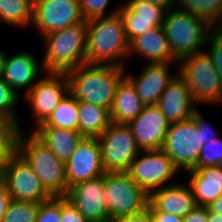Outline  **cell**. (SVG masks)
Instances as JSON below:
<instances>
[{"instance_id":"cell-31","label":"cell","mask_w":222,"mask_h":222,"mask_svg":"<svg viewBox=\"0 0 222 222\" xmlns=\"http://www.w3.org/2000/svg\"><path fill=\"white\" fill-rule=\"evenodd\" d=\"M40 203L11 200L2 222H36Z\"/></svg>"},{"instance_id":"cell-22","label":"cell","mask_w":222,"mask_h":222,"mask_svg":"<svg viewBox=\"0 0 222 222\" xmlns=\"http://www.w3.org/2000/svg\"><path fill=\"white\" fill-rule=\"evenodd\" d=\"M135 53L147 64L178 63L172 56L163 27H154L129 43V57Z\"/></svg>"},{"instance_id":"cell-42","label":"cell","mask_w":222,"mask_h":222,"mask_svg":"<svg viewBox=\"0 0 222 222\" xmlns=\"http://www.w3.org/2000/svg\"><path fill=\"white\" fill-rule=\"evenodd\" d=\"M11 201V196L7 190L5 183L0 181V222L3 221L7 206Z\"/></svg>"},{"instance_id":"cell-32","label":"cell","mask_w":222,"mask_h":222,"mask_svg":"<svg viewBox=\"0 0 222 222\" xmlns=\"http://www.w3.org/2000/svg\"><path fill=\"white\" fill-rule=\"evenodd\" d=\"M17 94L3 79L0 80V117L10 119L20 125L21 120L17 115V107L19 101ZM18 116V117H17Z\"/></svg>"},{"instance_id":"cell-23","label":"cell","mask_w":222,"mask_h":222,"mask_svg":"<svg viewBox=\"0 0 222 222\" xmlns=\"http://www.w3.org/2000/svg\"><path fill=\"white\" fill-rule=\"evenodd\" d=\"M186 173L197 206L208 207L222 194V165L193 168Z\"/></svg>"},{"instance_id":"cell-3","label":"cell","mask_w":222,"mask_h":222,"mask_svg":"<svg viewBox=\"0 0 222 222\" xmlns=\"http://www.w3.org/2000/svg\"><path fill=\"white\" fill-rule=\"evenodd\" d=\"M87 21L42 36L46 73H67L86 63Z\"/></svg>"},{"instance_id":"cell-8","label":"cell","mask_w":222,"mask_h":222,"mask_svg":"<svg viewBox=\"0 0 222 222\" xmlns=\"http://www.w3.org/2000/svg\"><path fill=\"white\" fill-rule=\"evenodd\" d=\"M179 171L173 160L162 149H157L140 151L126 173L149 195L154 190L178 183L172 179Z\"/></svg>"},{"instance_id":"cell-38","label":"cell","mask_w":222,"mask_h":222,"mask_svg":"<svg viewBox=\"0 0 222 222\" xmlns=\"http://www.w3.org/2000/svg\"><path fill=\"white\" fill-rule=\"evenodd\" d=\"M61 222H89L65 197H61Z\"/></svg>"},{"instance_id":"cell-26","label":"cell","mask_w":222,"mask_h":222,"mask_svg":"<svg viewBox=\"0 0 222 222\" xmlns=\"http://www.w3.org/2000/svg\"><path fill=\"white\" fill-rule=\"evenodd\" d=\"M78 132L84 137H99L111 123L110 112L101 106L78 101Z\"/></svg>"},{"instance_id":"cell-4","label":"cell","mask_w":222,"mask_h":222,"mask_svg":"<svg viewBox=\"0 0 222 222\" xmlns=\"http://www.w3.org/2000/svg\"><path fill=\"white\" fill-rule=\"evenodd\" d=\"M163 28L172 56L177 62L202 52L210 31L214 28L205 19L175 8L166 12Z\"/></svg>"},{"instance_id":"cell-47","label":"cell","mask_w":222,"mask_h":222,"mask_svg":"<svg viewBox=\"0 0 222 222\" xmlns=\"http://www.w3.org/2000/svg\"><path fill=\"white\" fill-rule=\"evenodd\" d=\"M220 34H222V19L220 22L214 27Z\"/></svg>"},{"instance_id":"cell-5","label":"cell","mask_w":222,"mask_h":222,"mask_svg":"<svg viewBox=\"0 0 222 222\" xmlns=\"http://www.w3.org/2000/svg\"><path fill=\"white\" fill-rule=\"evenodd\" d=\"M18 153L30 165L45 189L53 197H65L67 188L65 163L38 140L32 133L27 137L24 130L18 141Z\"/></svg>"},{"instance_id":"cell-9","label":"cell","mask_w":222,"mask_h":222,"mask_svg":"<svg viewBox=\"0 0 222 222\" xmlns=\"http://www.w3.org/2000/svg\"><path fill=\"white\" fill-rule=\"evenodd\" d=\"M98 140L105 173L126 172L141 151L128 124L111 122Z\"/></svg>"},{"instance_id":"cell-46","label":"cell","mask_w":222,"mask_h":222,"mask_svg":"<svg viewBox=\"0 0 222 222\" xmlns=\"http://www.w3.org/2000/svg\"><path fill=\"white\" fill-rule=\"evenodd\" d=\"M208 222H222V216L209 211Z\"/></svg>"},{"instance_id":"cell-28","label":"cell","mask_w":222,"mask_h":222,"mask_svg":"<svg viewBox=\"0 0 222 222\" xmlns=\"http://www.w3.org/2000/svg\"><path fill=\"white\" fill-rule=\"evenodd\" d=\"M78 122V100L68 93L43 125L78 131Z\"/></svg>"},{"instance_id":"cell-15","label":"cell","mask_w":222,"mask_h":222,"mask_svg":"<svg viewBox=\"0 0 222 222\" xmlns=\"http://www.w3.org/2000/svg\"><path fill=\"white\" fill-rule=\"evenodd\" d=\"M105 173L101 177L80 182L70 187L65 198L89 222H111L105 205Z\"/></svg>"},{"instance_id":"cell-1","label":"cell","mask_w":222,"mask_h":222,"mask_svg":"<svg viewBox=\"0 0 222 222\" xmlns=\"http://www.w3.org/2000/svg\"><path fill=\"white\" fill-rule=\"evenodd\" d=\"M127 57L129 41L119 13L87 21L86 64L125 67Z\"/></svg>"},{"instance_id":"cell-30","label":"cell","mask_w":222,"mask_h":222,"mask_svg":"<svg viewBox=\"0 0 222 222\" xmlns=\"http://www.w3.org/2000/svg\"><path fill=\"white\" fill-rule=\"evenodd\" d=\"M21 124L0 117V167L3 168L17 153Z\"/></svg>"},{"instance_id":"cell-20","label":"cell","mask_w":222,"mask_h":222,"mask_svg":"<svg viewBox=\"0 0 222 222\" xmlns=\"http://www.w3.org/2000/svg\"><path fill=\"white\" fill-rule=\"evenodd\" d=\"M30 51H21L9 56L7 54L3 80L18 94V90L25 89L24 96L40 79L43 66L36 60V57ZM40 70V71H39Z\"/></svg>"},{"instance_id":"cell-44","label":"cell","mask_w":222,"mask_h":222,"mask_svg":"<svg viewBox=\"0 0 222 222\" xmlns=\"http://www.w3.org/2000/svg\"><path fill=\"white\" fill-rule=\"evenodd\" d=\"M145 1L164 7L167 11L169 9L174 8V3H175V0H145Z\"/></svg>"},{"instance_id":"cell-27","label":"cell","mask_w":222,"mask_h":222,"mask_svg":"<svg viewBox=\"0 0 222 222\" xmlns=\"http://www.w3.org/2000/svg\"><path fill=\"white\" fill-rule=\"evenodd\" d=\"M33 20V0H0V21L11 27L28 28Z\"/></svg>"},{"instance_id":"cell-48","label":"cell","mask_w":222,"mask_h":222,"mask_svg":"<svg viewBox=\"0 0 222 222\" xmlns=\"http://www.w3.org/2000/svg\"><path fill=\"white\" fill-rule=\"evenodd\" d=\"M2 180V168L0 167V181Z\"/></svg>"},{"instance_id":"cell-24","label":"cell","mask_w":222,"mask_h":222,"mask_svg":"<svg viewBox=\"0 0 222 222\" xmlns=\"http://www.w3.org/2000/svg\"><path fill=\"white\" fill-rule=\"evenodd\" d=\"M31 133L44 145L51 149L59 160L66 164L84 136L71 129L36 126Z\"/></svg>"},{"instance_id":"cell-10","label":"cell","mask_w":222,"mask_h":222,"mask_svg":"<svg viewBox=\"0 0 222 222\" xmlns=\"http://www.w3.org/2000/svg\"><path fill=\"white\" fill-rule=\"evenodd\" d=\"M201 131L192 119L171 123L162 150L179 170H192L198 163L202 147Z\"/></svg>"},{"instance_id":"cell-7","label":"cell","mask_w":222,"mask_h":222,"mask_svg":"<svg viewBox=\"0 0 222 222\" xmlns=\"http://www.w3.org/2000/svg\"><path fill=\"white\" fill-rule=\"evenodd\" d=\"M105 205L110 221L147 208L149 195L126 173H105Z\"/></svg>"},{"instance_id":"cell-25","label":"cell","mask_w":222,"mask_h":222,"mask_svg":"<svg viewBox=\"0 0 222 222\" xmlns=\"http://www.w3.org/2000/svg\"><path fill=\"white\" fill-rule=\"evenodd\" d=\"M141 101L133 83L124 76L116 87L110 119L113 123L128 124L143 110Z\"/></svg>"},{"instance_id":"cell-17","label":"cell","mask_w":222,"mask_h":222,"mask_svg":"<svg viewBox=\"0 0 222 222\" xmlns=\"http://www.w3.org/2000/svg\"><path fill=\"white\" fill-rule=\"evenodd\" d=\"M137 147L142 150L162 149L170 122L157 105L145 106L141 113L128 123Z\"/></svg>"},{"instance_id":"cell-33","label":"cell","mask_w":222,"mask_h":222,"mask_svg":"<svg viewBox=\"0 0 222 222\" xmlns=\"http://www.w3.org/2000/svg\"><path fill=\"white\" fill-rule=\"evenodd\" d=\"M222 165V138L218 137L201 147L199 160L194 168Z\"/></svg>"},{"instance_id":"cell-39","label":"cell","mask_w":222,"mask_h":222,"mask_svg":"<svg viewBox=\"0 0 222 222\" xmlns=\"http://www.w3.org/2000/svg\"><path fill=\"white\" fill-rule=\"evenodd\" d=\"M209 209L206 206H196L185 217L184 222H208Z\"/></svg>"},{"instance_id":"cell-37","label":"cell","mask_w":222,"mask_h":222,"mask_svg":"<svg viewBox=\"0 0 222 222\" xmlns=\"http://www.w3.org/2000/svg\"><path fill=\"white\" fill-rule=\"evenodd\" d=\"M199 131H201V143L205 145L210 141L217 139L219 136L214 132L212 126L208 124L206 118H204L203 114L198 110L193 113L191 118Z\"/></svg>"},{"instance_id":"cell-19","label":"cell","mask_w":222,"mask_h":222,"mask_svg":"<svg viewBox=\"0 0 222 222\" xmlns=\"http://www.w3.org/2000/svg\"><path fill=\"white\" fill-rule=\"evenodd\" d=\"M195 105L197 103L189 87L179 74L166 87L157 103L170 124L191 119L197 110Z\"/></svg>"},{"instance_id":"cell-18","label":"cell","mask_w":222,"mask_h":222,"mask_svg":"<svg viewBox=\"0 0 222 222\" xmlns=\"http://www.w3.org/2000/svg\"><path fill=\"white\" fill-rule=\"evenodd\" d=\"M178 63H156L143 64L141 73L137 76L127 74L125 76L133 83L137 94L145 106L157 105L159 98L166 87L178 75V67L176 71L171 72L172 65Z\"/></svg>"},{"instance_id":"cell-45","label":"cell","mask_w":222,"mask_h":222,"mask_svg":"<svg viewBox=\"0 0 222 222\" xmlns=\"http://www.w3.org/2000/svg\"><path fill=\"white\" fill-rule=\"evenodd\" d=\"M7 57V53L4 52L3 50H0V80L3 79V71H4V65H5V60Z\"/></svg>"},{"instance_id":"cell-43","label":"cell","mask_w":222,"mask_h":222,"mask_svg":"<svg viewBox=\"0 0 222 222\" xmlns=\"http://www.w3.org/2000/svg\"><path fill=\"white\" fill-rule=\"evenodd\" d=\"M208 209L211 213L222 216V194L208 206Z\"/></svg>"},{"instance_id":"cell-36","label":"cell","mask_w":222,"mask_h":222,"mask_svg":"<svg viewBox=\"0 0 222 222\" xmlns=\"http://www.w3.org/2000/svg\"><path fill=\"white\" fill-rule=\"evenodd\" d=\"M36 222H61V197L40 202Z\"/></svg>"},{"instance_id":"cell-34","label":"cell","mask_w":222,"mask_h":222,"mask_svg":"<svg viewBox=\"0 0 222 222\" xmlns=\"http://www.w3.org/2000/svg\"><path fill=\"white\" fill-rule=\"evenodd\" d=\"M111 0H78L82 14L86 21L94 18L111 16L118 13L119 7L106 12Z\"/></svg>"},{"instance_id":"cell-21","label":"cell","mask_w":222,"mask_h":222,"mask_svg":"<svg viewBox=\"0 0 222 222\" xmlns=\"http://www.w3.org/2000/svg\"><path fill=\"white\" fill-rule=\"evenodd\" d=\"M149 204L157 211L179 217H185L197 206L191 188L187 183L181 184V182L151 192Z\"/></svg>"},{"instance_id":"cell-35","label":"cell","mask_w":222,"mask_h":222,"mask_svg":"<svg viewBox=\"0 0 222 222\" xmlns=\"http://www.w3.org/2000/svg\"><path fill=\"white\" fill-rule=\"evenodd\" d=\"M206 45H210L209 51L204 50L213 61L216 71L222 82V34L213 28L208 34Z\"/></svg>"},{"instance_id":"cell-13","label":"cell","mask_w":222,"mask_h":222,"mask_svg":"<svg viewBox=\"0 0 222 222\" xmlns=\"http://www.w3.org/2000/svg\"><path fill=\"white\" fill-rule=\"evenodd\" d=\"M69 93L66 73H46L24 96L36 119V126L43 124L59 103Z\"/></svg>"},{"instance_id":"cell-40","label":"cell","mask_w":222,"mask_h":222,"mask_svg":"<svg viewBox=\"0 0 222 222\" xmlns=\"http://www.w3.org/2000/svg\"><path fill=\"white\" fill-rule=\"evenodd\" d=\"M147 207L150 210L152 222H184L183 217H179L163 211H157L149 203Z\"/></svg>"},{"instance_id":"cell-14","label":"cell","mask_w":222,"mask_h":222,"mask_svg":"<svg viewBox=\"0 0 222 222\" xmlns=\"http://www.w3.org/2000/svg\"><path fill=\"white\" fill-rule=\"evenodd\" d=\"M67 188L104 175L98 137H84L65 164Z\"/></svg>"},{"instance_id":"cell-41","label":"cell","mask_w":222,"mask_h":222,"mask_svg":"<svg viewBox=\"0 0 222 222\" xmlns=\"http://www.w3.org/2000/svg\"><path fill=\"white\" fill-rule=\"evenodd\" d=\"M113 222H152V219L150 210L147 207L141 212L118 218Z\"/></svg>"},{"instance_id":"cell-12","label":"cell","mask_w":222,"mask_h":222,"mask_svg":"<svg viewBox=\"0 0 222 222\" xmlns=\"http://www.w3.org/2000/svg\"><path fill=\"white\" fill-rule=\"evenodd\" d=\"M85 21L78 0H33L31 26L41 36Z\"/></svg>"},{"instance_id":"cell-29","label":"cell","mask_w":222,"mask_h":222,"mask_svg":"<svg viewBox=\"0 0 222 222\" xmlns=\"http://www.w3.org/2000/svg\"><path fill=\"white\" fill-rule=\"evenodd\" d=\"M174 8L203 18L213 27L222 19V0H175Z\"/></svg>"},{"instance_id":"cell-6","label":"cell","mask_w":222,"mask_h":222,"mask_svg":"<svg viewBox=\"0 0 222 222\" xmlns=\"http://www.w3.org/2000/svg\"><path fill=\"white\" fill-rule=\"evenodd\" d=\"M177 66L179 76L189 87L197 104L222 103V82L205 51L183 58Z\"/></svg>"},{"instance_id":"cell-2","label":"cell","mask_w":222,"mask_h":222,"mask_svg":"<svg viewBox=\"0 0 222 222\" xmlns=\"http://www.w3.org/2000/svg\"><path fill=\"white\" fill-rule=\"evenodd\" d=\"M127 67L102 64H83L66 73L69 93L78 101L106 108L113 105L115 90L126 74Z\"/></svg>"},{"instance_id":"cell-16","label":"cell","mask_w":222,"mask_h":222,"mask_svg":"<svg viewBox=\"0 0 222 222\" xmlns=\"http://www.w3.org/2000/svg\"><path fill=\"white\" fill-rule=\"evenodd\" d=\"M166 12L164 7L145 0H127L119 6L129 43L154 27H163Z\"/></svg>"},{"instance_id":"cell-11","label":"cell","mask_w":222,"mask_h":222,"mask_svg":"<svg viewBox=\"0 0 222 222\" xmlns=\"http://www.w3.org/2000/svg\"><path fill=\"white\" fill-rule=\"evenodd\" d=\"M2 181L11 200L40 203L53 197L19 153L2 168Z\"/></svg>"}]
</instances>
